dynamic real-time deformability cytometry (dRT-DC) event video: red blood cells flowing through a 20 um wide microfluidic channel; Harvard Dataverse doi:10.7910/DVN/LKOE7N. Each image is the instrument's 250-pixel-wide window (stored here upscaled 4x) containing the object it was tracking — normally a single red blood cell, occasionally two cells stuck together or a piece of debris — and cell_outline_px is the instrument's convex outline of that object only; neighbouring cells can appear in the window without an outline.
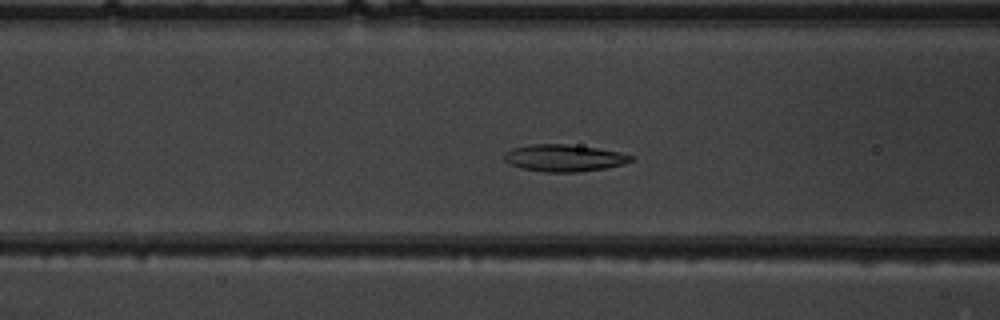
{"species": "common noctule bat (a hibernating species)", "species_latin": "Nyctalus noctula", "temperature_condition": "warm", "stored_images_in_passage": 47, "camera_frame_rate_fps": 3000, "um_per_image_px": 0.085, "animal": {"sex": "male", "body_mass_g": 19.5, "forearm_length_mm": 54.6}, "frame": {"image": 1, "passage_image": 17, "time_ms": 5.333, "image_size_px": [1000, 320], "cell_outline_px": [[636, 156], [632, 160], [624, 164], [604, 168], [580, 172], [544, 172], [520, 168], [504, 160], [504, 152], [512, 148], [528, 144], [564, 144], [596, 148], [620, 152]], "centroid_in_image_um": [47.94, 13.43], "position_along_channel_um": 118.7, "area_um2": 20.0}}
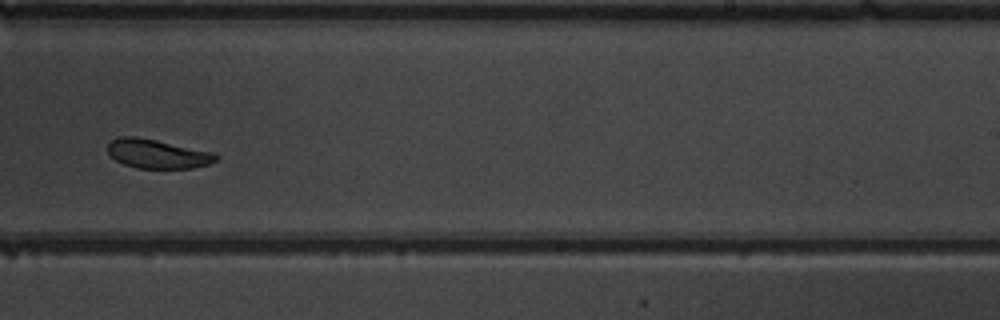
{"frame": {"image": 2, "passage_image": 29, "time_ms": 9.333, "image_size_px": [1000, 320], "cell_outline_px": [[220, 156], [216, 160], [208, 164], [192, 168], [136, 168], [124, 164], [116, 160], [108, 152], [108, 144], [112, 140], [120, 136], [136, 136], [216, 152]], "centroid_in_image_um": [13.42, 13.07], "position_along_channel_um": 275.6, "area_um2": 18.38}}
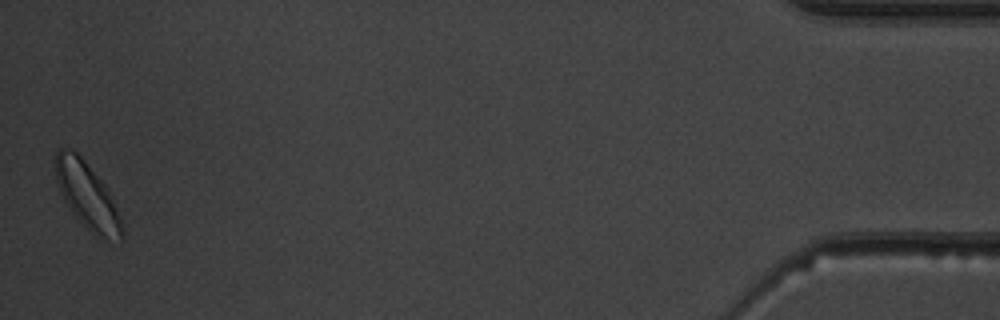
{"frame": {"image": 3, "passage_image": 47, "time_ms": 15.333, "image_size_px": [1000, 320], "cell_outline_px": [[124, 240], [108, 240], [96, 236], [76, 216], [64, 200], [60, 192], [56, 180], [56, 152], [60, 148], [72, 148], [84, 160], [104, 184], [112, 200], [124, 228]], "centroid_in_image_um": [7.42, 16.64], "position_along_channel_um": 427.8, "area_um2": 25.09}, "authors_computed_cell_mechanics": {"area_um2": 20.2878, "velocity_mm_per_s": 3.9364, "shape_relaxation_time_tau1_ms": 3.2482, "shape_relaxation_time_tau2_ms": 3.0618, "deformation_change_tau1": 0.1126, "deformation_change_tau2": 0.0694}}